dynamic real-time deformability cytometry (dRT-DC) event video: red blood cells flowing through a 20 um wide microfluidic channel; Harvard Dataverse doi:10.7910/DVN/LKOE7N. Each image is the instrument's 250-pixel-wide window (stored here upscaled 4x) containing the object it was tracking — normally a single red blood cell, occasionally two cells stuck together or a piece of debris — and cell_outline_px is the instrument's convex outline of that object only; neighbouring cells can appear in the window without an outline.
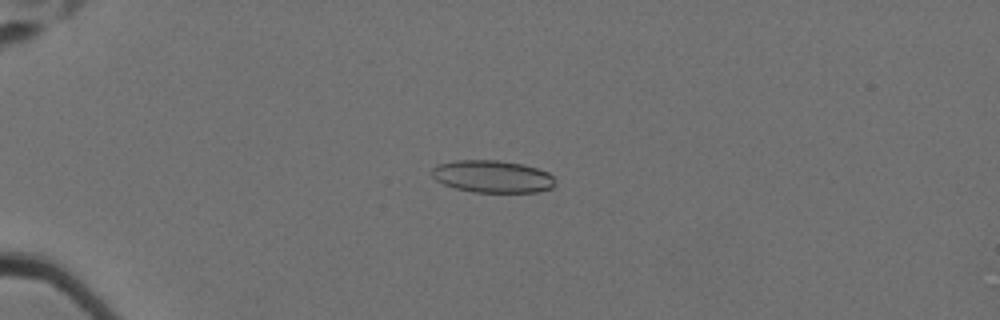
{"species": "Egyptian fruit bat (a non-hibernating species)", "species_latin": "Rousettus aegyptiacus", "temperature_condition": "cold", "stored_images_in_passage": 59, "camera_frame_rate_fps": 3000, "um_per_image_px": 0.085, "animal": {"sex": "female"}, "frame": {"image": 1, "passage_image": 16, "time_ms": 5.0, "image_size_px": [1000, 320], "cell_outline_px": [[556, 184], [552, 188], [536, 192], [472, 192], [456, 188], [444, 184], [436, 180], [432, 176], [432, 168], [436, 164], [456, 160], [496, 160], [524, 164], [548, 172], [552, 176]], "centroid_in_image_um": [41.85, 15.0], "position_along_channel_um": 43.1, "area_um2": 23.29}}
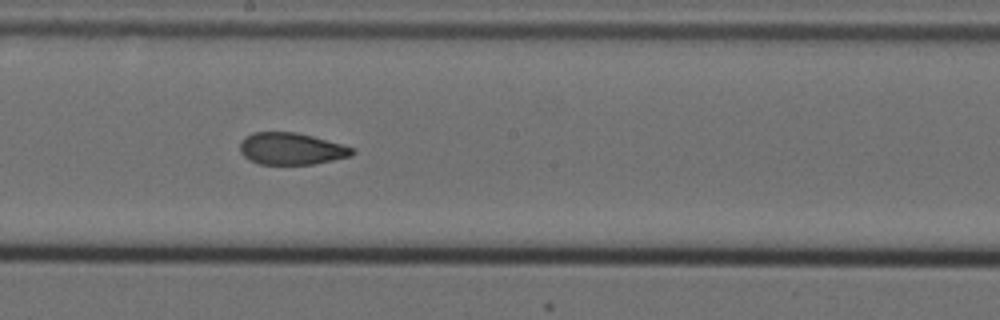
{"frame": {"image": 2, "passage_image": 35, "time_ms": 11.333, "image_size_px": [1000, 320], "cell_outline_px": [[356, 152], [352, 156], [312, 164], [260, 164], [248, 160], [240, 152], [240, 140], [244, 136], [252, 132], [296, 132], [312, 136], [356, 148]], "centroid_in_image_um": [24.75, 12.64], "position_along_channel_um": 223.5, "area_um2": 21.04}}
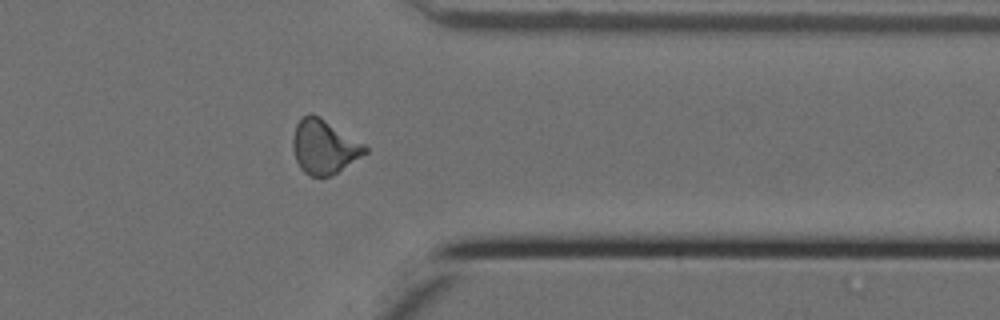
{"frame": {"image": 3, "passage_image": 49, "time_ms": 16.0, "image_size_px": [1000, 320], "cell_outline_px": [[368, 152], [336, 172], [328, 176], [308, 176], [300, 168], [296, 160], [292, 148], [292, 136], [296, 124], [308, 112], [312, 112], [320, 116], [364, 144], [368, 148]], "centroid_in_image_um": [27.51, 12.45], "position_along_channel_um": 383.9, "area_um2": 22.72}, "authors_computed_cell_mechanics": {"area_um2": 22.1374, "velocity_mm_per_s": 3.5121, "shape_relaxation_time_tau1_ms": null, "shape_relaxation_time_tau2_ms": 1.9808, "deformation_change_tau1": null, "deformation_change_tau2": 0.0847}}